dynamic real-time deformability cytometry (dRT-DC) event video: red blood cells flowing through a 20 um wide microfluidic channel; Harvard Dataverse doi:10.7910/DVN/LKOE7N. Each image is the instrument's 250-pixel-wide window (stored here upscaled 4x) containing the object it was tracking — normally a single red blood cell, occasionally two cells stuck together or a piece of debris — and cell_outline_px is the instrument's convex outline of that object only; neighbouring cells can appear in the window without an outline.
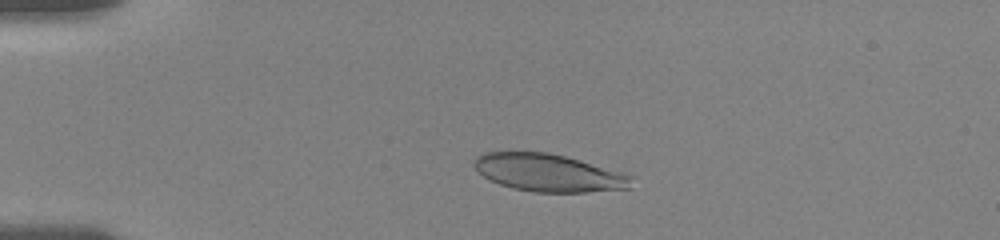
{"species": "human", "species_latin": "Homo sapiens", "temperature_condition": "room temperature", "stored_images_in_passage": 48, "camera_frame_rate_fps": 3000, "um_per_image_px": 0.085, "donor": {"sex": "female"}, "frame": {"image": 1, "passage_image": 10, "time_ms": 3.0, "image_size_px": [1000, 240], "cell_outline_px": [[632, 188], [584, 192], [532, 192], [512, 188], [488, 180], [476, 172], [472, 164], [472, 160], [476, 156], [484, 152], [548, 152], [564, 156], [620, 172], [632, 176]], "centroid_in_image_um": [46.54, 14.69], "position_along_channel_um": 38.5, "area_um2": 34.51}}
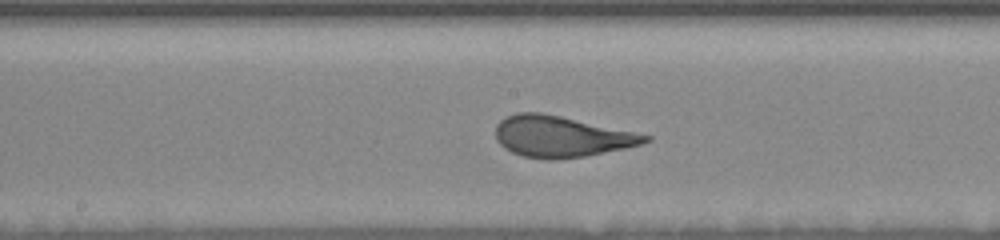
{"frame": {"image": 2, "passage_image": 27, "time_ms": 8.667, "image_size_px": [1000, 240], "cell_outline_px": [[652, 140], [640, 144], [624, 148], [584, 156], [552, 160], [548, 160], [524, 156], [512, 152], [504, 148], [496, 140], [496, 124], [500, 120], [516, 112], [540, 112], [560, 116], [652, 136]], "centroid_in_image_um": [47.66, 11.6], "position_along_channel_um": 200.5, "area_um2": 35.43}}
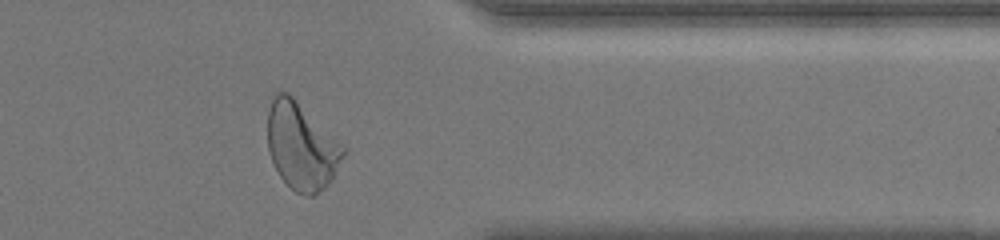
{"frame": {"image": 3, "passage_image": 43, "time_ms": 14.0, "image_size_px": [1000, 240], "cell_outline_px": [[348, 152], [332, 180], [324, 188], [312, 196], [308, 196], [296, 192], [280, 176], [272, 160], [268, 148], [268, 112], [272, 92], [288, 92], [348, 148]], "centroid_in_image_um": [25.67, 12.4], "position_along_channel_um": 385.7, "area_um2": 38.78}, "authors_computed_cell_mechanics": {"area_um2": 35.9227, "velocity_mm_per_s": 3.6236, "shape_relaxation_time_tau1_ms": 4.2198, "shape_relaxation_time_tau2_ms": null, "deformation_change_tau1": 0.1833, "deformation_change_tau2": null}}